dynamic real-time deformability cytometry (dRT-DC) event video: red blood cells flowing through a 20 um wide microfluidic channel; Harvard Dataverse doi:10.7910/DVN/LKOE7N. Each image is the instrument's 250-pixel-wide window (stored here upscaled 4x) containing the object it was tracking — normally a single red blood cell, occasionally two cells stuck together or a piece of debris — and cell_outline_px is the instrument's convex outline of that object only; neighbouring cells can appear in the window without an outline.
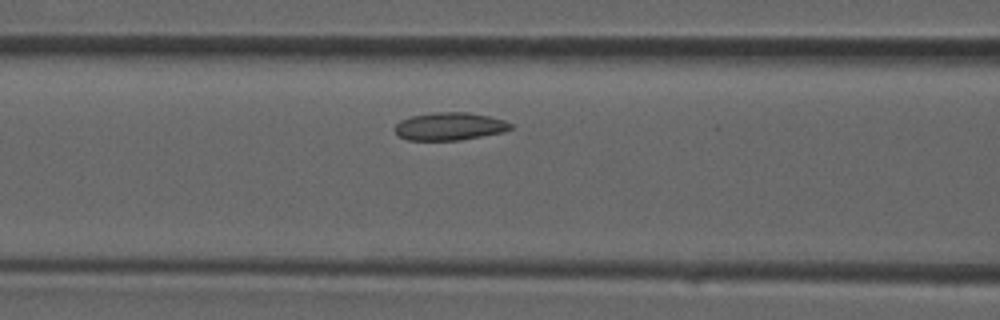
{"species": "common noctule bat (a hibernating species)", "species_latin": "Nyctalus noctula", "temperature_condition": "room temperature", "stored_images_in_passage": 30, "camera_frame_rate_fps": 3000, "um_per_image_px": 0.085, "animal": {"sex": "male", "forearm_length_mm": 52.5}, "frame": {"image": 1, "passage_image": 9, "time_ms": 2.667, "image_size_px": [1000, 320], "cell_outline_px": [[512, 128], [504, 132], [460, 140], [408, 140], [400, 136], [392, 128], [400, 120], [412, 116], [432, 112], [468, 112], [488, 116], [504, 120], [512, 124]], "centroid_in_image_um": [38.21, 10.74], "position_along_channel_um": 128.4, "area_um2": 18.79}}
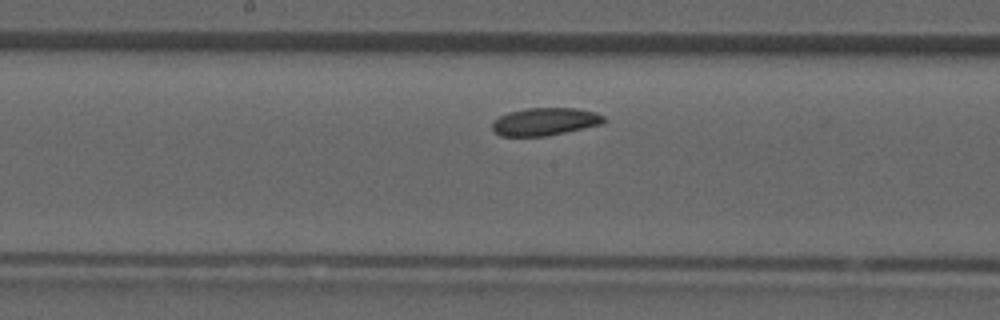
{"frame": {"image": 2, "passage_image": 13, "time_ms": 4.0, "image_size_px": [1000, 320], "cell_outline_px": [[608, 120], [604, 124], [548, 136], [500, 136], [492, 128], [492, 124], [500, 116], [508, 112], [528, 108], [576, 108], [596, 112], [604, 116]], "centroid_in_image_um": [46.39, 10.34], "position_along_channel_um": 201.8, "area_um2": 18.15}}
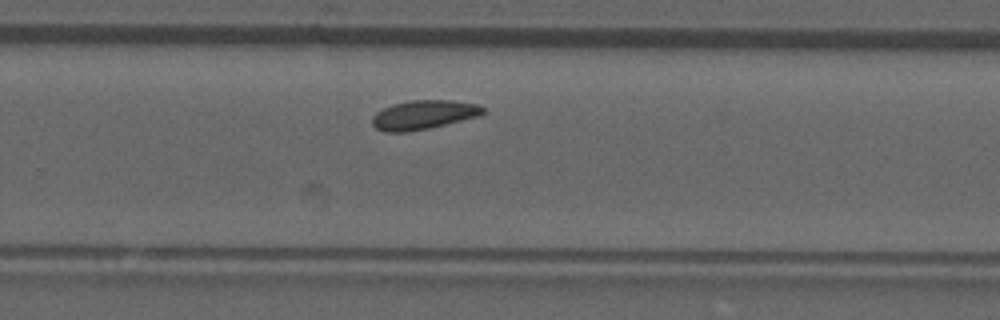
{"frame": {"image": 3, "passage_image": 18, "time_ms": 5.667, "image_size_px": [1000, 320], "cell_outline_px": [[488, 112], [480, 116], [428, 128], [408, 132], [384, 132], [376, 128], [372, 124], [372, 116], [376, 112], [392, 104], [412, 100], [456, 100], [476, 104], [484, 108]], "centroid_in_image_um": [36.02, 9.75], "position_along_channel_um": 293.8, "area_um2": 18.9}}